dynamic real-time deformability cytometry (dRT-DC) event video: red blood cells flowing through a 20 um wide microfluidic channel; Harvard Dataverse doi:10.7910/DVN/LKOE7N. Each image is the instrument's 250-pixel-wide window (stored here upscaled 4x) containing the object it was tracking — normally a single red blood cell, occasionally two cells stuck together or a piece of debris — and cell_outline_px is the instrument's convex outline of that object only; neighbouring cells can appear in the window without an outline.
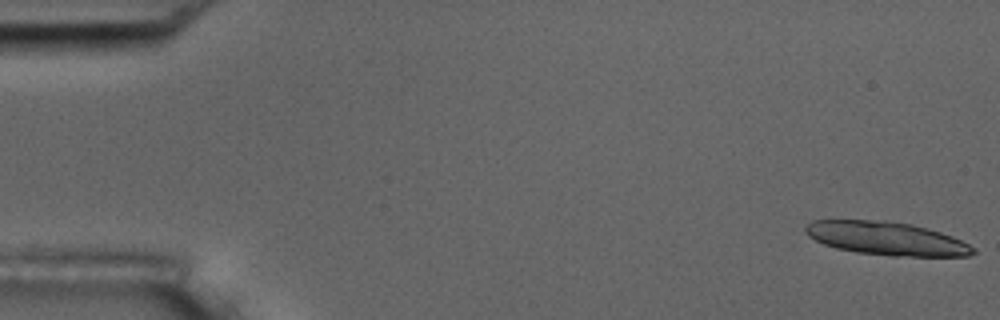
{"species": "common noctule bat (a hibernating species)", "species_latin": "Nyctalus noctula", "temperature_condition": "room temperature", "stored_images_in_passage": 16, "camera_frame_rate_fps": 3000, "um_per_image_px": 0.085, "animal": {"sex": "male", "body_mass_g": 17.5, "forearm_length_mm": 52.3}, "frame": {"image": 1, "passage_image": 1, "time_ms": 0.0, "image_size_px": [1000, 320], "cell_outline_px": [[976, 252], [968, 256], [892, 256], [856, 252], [836, 248], [824, 244], [808, 236], [804, 232], [804, 228], [812, 220], [888, 220], [912, 224], [928, 228], [952, 236], [976, 248]], "centroid_in_image_um": [75.35, 20.26], "position_along_channel_um": 9.6, "area_um2": 32.71}}